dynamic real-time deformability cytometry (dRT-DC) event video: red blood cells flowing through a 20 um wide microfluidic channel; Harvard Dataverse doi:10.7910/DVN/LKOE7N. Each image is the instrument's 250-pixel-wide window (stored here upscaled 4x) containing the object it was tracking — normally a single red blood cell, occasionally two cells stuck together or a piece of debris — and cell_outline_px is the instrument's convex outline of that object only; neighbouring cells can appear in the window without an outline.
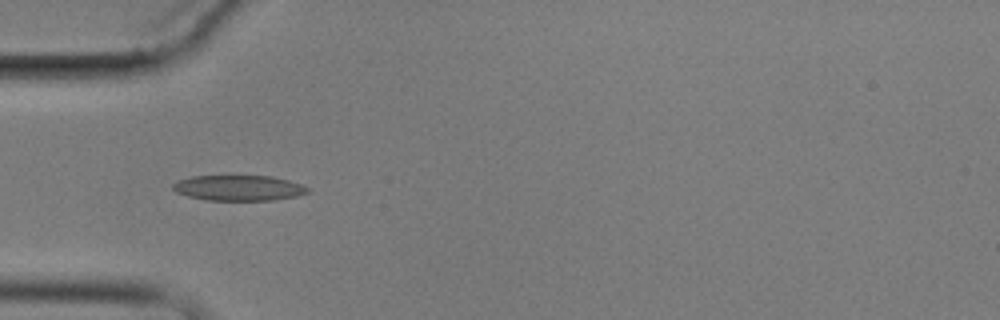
{"species": "common noctule bat (a hibernating species)", "species_latin": "Nyctalus noctula", "temperature_condition": "cold", "stored_images_in_passage": 5, "camera_frame_rate_fps": 3000, "um_per_image_px": 0.085, "animal": {"sex": "male", "body_mass_g": 17.9}, "frame": {"image": 1, "passage_image": 4, "time_ms": 4.333, "image_size_px": [1000, 320], "cell_outline_px": [[308, 192], [296, 196], [272, 200], [208, 200], [188, 196], [176, 192], [172, 188], [172, 184], [180, 180], [192, 176], [232, 172], [272, 176], [288, 180], [300, 184], [308, 188]], "centroid_in_image_um": [20.24, 15.91], "position_along_channel_um": 64.8, "area_um2": 20.92}}
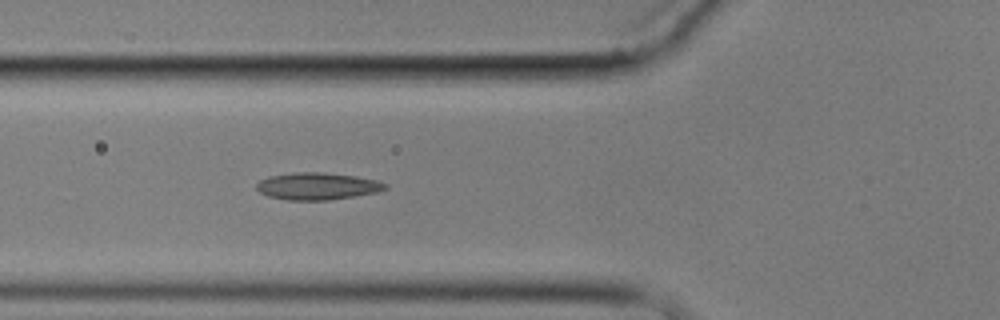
{"frame": {"image": 2, "passage_image": 5, "time_ms": 5.333, "image_size_px": [1000, 320], "cell_outline_px": [[388, 188], [376, 192], [328, 200], [288, 200], [268, 196], [260, 192], [256, 188], [256, 184], [260, 180], [268, 176], [296, 172], [324, 172], [356, 176], [376, 180], [388, 184]], "centroid_in_image_um": [26.96, 15.81], "position_along_channel_um": 98.8, "area_um2": 20.29}}